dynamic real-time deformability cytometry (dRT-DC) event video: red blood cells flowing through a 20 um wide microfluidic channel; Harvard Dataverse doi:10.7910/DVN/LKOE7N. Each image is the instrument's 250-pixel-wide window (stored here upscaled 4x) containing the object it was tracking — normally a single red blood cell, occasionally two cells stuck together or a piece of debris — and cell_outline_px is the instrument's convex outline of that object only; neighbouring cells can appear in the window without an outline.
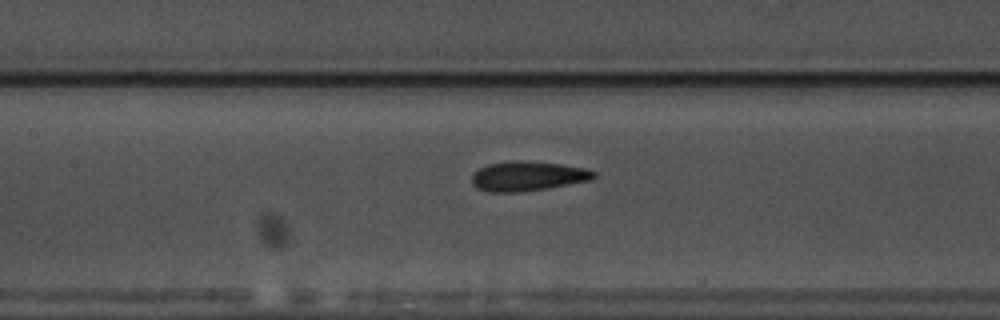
{"species": "common noctule bat (a hibernating species)", "species_latin": "Nyctalus noctula", "temperature_condition": "warm", "stored_images_in_passage": 47, "camera_frame_rate_fps": 3000, "um_per_image_px": 0.085, "animal": {"sex": "male", "body_mass_g": 17.5, "forearm_length_mm": 52.3}, "frame": {"image": 1, "passage_image": 27, "time_ms": 8.667, "image_size_px": [1000, 320], "cell_outline_px": [[596, 176], [592, 180], [548, 188], [516, 192], [488, 192], [476, 188], [472, 184], [472, 172], [488, 164], [516, 160], [520, 160], [560, 164], [584, 168], [596, 172]], "centroid_in_image_um": [44.83, 14.97], "position_along_channel_um": 162.6, "area_um2": 21.1}}
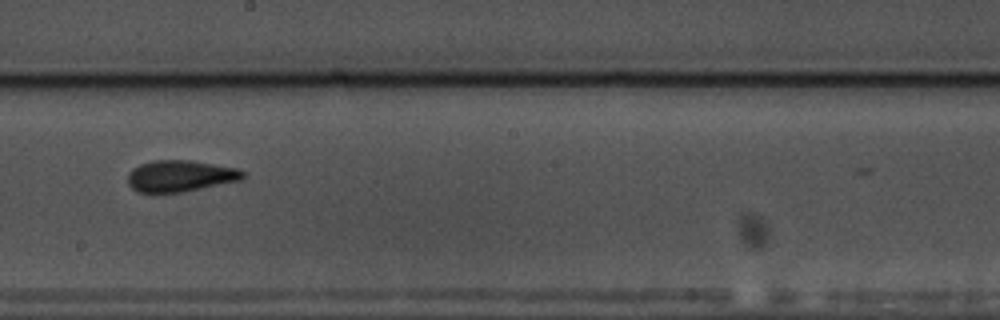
{"frame": {"image": 2, "passage_image": 33, "time_ms": 10.667, "image_size_px": [1000, 320], "cell_outline_px": [[244, 176], [240, 180], [184, 192], [156, 196], [152, 196], [136, 192], [128, 184], [128, 172], [132, 168], [140, 164], [152, 160], [192, 160], [236, 168], [244, 172]], "centroid_in_image_um": [15.22, 15.0], "position_along_channel_um": 233.0, "area_um2": 21.85}}
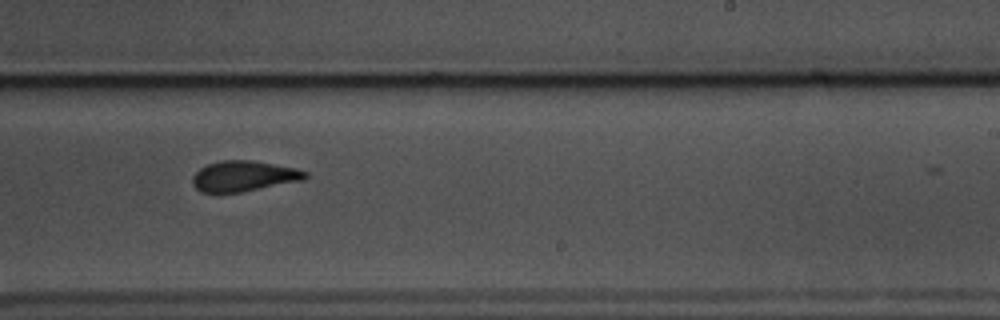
{"frame": {"image": 3, "passage_image": 36, "time_ms": 11.667, "image_size_px": [1000, 320], "cell_outline_px": [[308, 176], [304, 180], [244, 192], [200, 192], [192, 184], [192, 176], [200, 168], [208, 164], [220, 160], [252, 160], [296, 168], [308, 172]], "centroid_in_image_um": [20.73, 14.97], "position_along_channel_um": 268.3, "area_um2": 20.23}}